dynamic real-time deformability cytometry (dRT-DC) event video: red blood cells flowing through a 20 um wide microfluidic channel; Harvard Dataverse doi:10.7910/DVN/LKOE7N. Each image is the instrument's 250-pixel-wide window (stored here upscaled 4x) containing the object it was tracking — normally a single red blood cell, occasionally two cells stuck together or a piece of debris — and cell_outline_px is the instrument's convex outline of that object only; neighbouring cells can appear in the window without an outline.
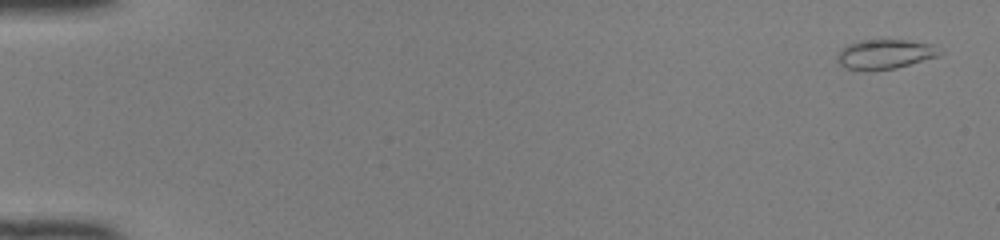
{"species": "common noctule bat (a hibernating species)", "species_latin": "Nyctalus noctula", "temperature_condition": "room temperature", "stored_images_in_passage": 31, "camera_frame_rate_fps": 3000, "um_per_image_px": 0.085, "animal": {"sex": "female", "body_mass_g": 22.0, "forearm_length_mm": 56.7}, "frame": {"image": 1, "passage_image": 2, "time_ms": 0.333, "image_size_px": [1000, 240], "cell_outline_px": [[944, 52], [940, 56], [896, 68], [844, 68], [836, 60], [836, 56], [840, 48], [848, 44], [860, 40], [880, 36], [932, 44]], "centroid_in_image_um": [75.24, 4.52], "position_along_channel_um": 9.8, "area_um2": 18.03}}
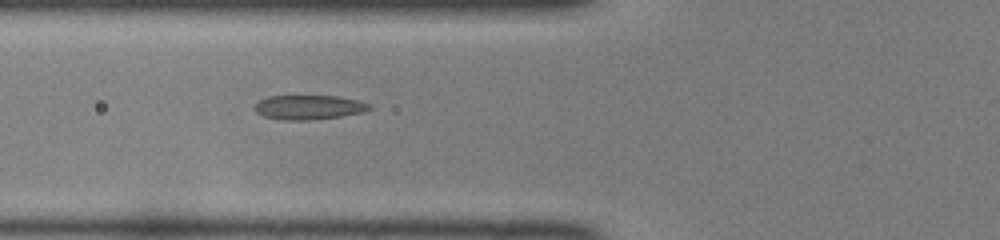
{"frame": {"image": 2, "passage_image": 20, "time_ms": 6.333, "image_size_px": [1000, 240], "cell_outline_px": [[372, 108], [364, 112], [340, 116], [308, 120], [284, 120], [264, 116], [256, 112], [256, 104], [260, 100], [268, 96], [336, 96], [356, 100], [368, 104]], "centroid_in_image_um": [26.24, 9.12], "position_along_channel_um": 99.6, "area_um2": 16.01}}
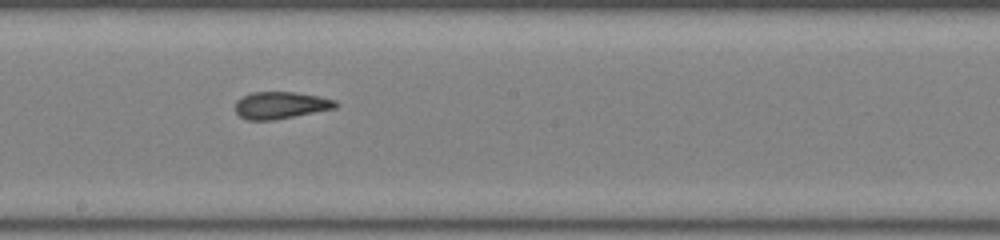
{"frame": {"image": 3, "passage_image": 29, "time_ms": 9.333, "image_size_px": [1000, 240], "cell_outline_px": [[340, 104], [336, 108], [272, 120], [248, 120], [240, 116], [236, 112], [236, 100], [252, 92], [296, 92], [320, 96], [336, 100]], "centroid_in_image_um": [23.89, 8.93], "position_along_channel_um": 224.3, "area_um2": 15.78}}